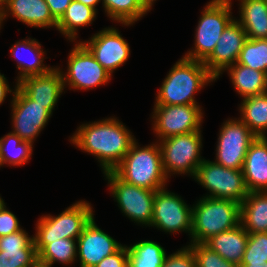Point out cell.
Segmentation results:
<instances>
[{"instance_id": "6da1fadb", "label": "cell", "mask_w": 267, "mask_h": 267, "mask_svg": "<svg viewBox=\"0 0 267 267\" xmlns=\"http://www.w3.org/2000/svg\"><path fill=\"white\" fill-rule=\"evenodd\" d=\"M133 136L122 122L110 117L80 125L70 141L96 156L104 173L112 171L122 161L136 141Z\"/></svg>"}, {"instance_id": "7a4b0ae2", "label": "cell", "mask_w": 267, "mask_h": 267, "mask_svg": "<svg viewBox=\"0 0 267 267\" xmlns=\"http://www.w3.org/2000/svg\"><path fill=\"white\" fill-rule=\"evenodd\" d=\"M216 78L201 61L182 57L162 82L156 105L198 104L194 94Z\"/></svg>"}, {"instance_id": "3957f363", "label": "cell", "mask_w": 267, "mask_h": 267, "mask_svg": "<svg viewBox=\"0 0 267 267\" xmlns=\"http://www.w3.org/2000/svg\"><path fill=\"white\" fill-rule=\"evenodd\" d=\"M156 143L139 147L135 141L112 171L124 182L137 187L154 191L165 188L168 178L162 167L160 146Z\"/></svg>"}, {"instance_id": "277c9868", "label": "cell", "mask_w": 267, "mask_h": 267, "mask_svg": "<svg viewBox=\"0 0 267 267\" xmlns=\"http://www.w3.org/2000/svg\"><path fill=\"white\" fill-rule=\"evenodd\" d=\"M241 204L228 199L202 197L192 206L191 243H205L212 236L240 224Z\"/></svg>"}, {"instance_id": "5b68a950", "label": "cell", "mask_w": 267, "mask_h": 267, "mask_svg": "<svg viewBox=\"0 0 267 267\" xmlns=\"http://www.w3.org/2000/svg\"><path fill=\"white\" fill-rule=\"evenodd\" d=\"M93 216L90 203L82 200L72 204L58 216L42 215L37 221L36 234L33 236L37 254L57 239H77Z\"/></svg>"}, {"instance_id": "8992f818", "label": "cell", "mask_w": 267, "mask_h": 267, "mask_svg": "<svg viewBox=\"0 0 267 267\" xmlns=\"http://www.w3.org/2000/svg\"><path fill=\"white\" fill-rule=\"evenodd\" d=\"M231 0H212L201 12L195 33V47L185 58L204 62L213 52L222 32L234 20Z\"/></svg>"}, {"instance_id": "52a82bcc", "label": "cell", "mask_w": 267, "mask_h": 267, "mask_svg": "<svg viewBox=\"0 0 267 267\" xmlns=\"http://www.w3.org/2000/svg\"><path fill=\"white\" fill-rule=\"evenodd\" d=\"M201 131L174 135L160 140L162 167L167 178L170 174L195 176L197 168L204 160L200 156L202 148Z\"/></svg>"}, {"instance_id": "ba28073f", "label": "cell", "mask_w": 267, "mask_h": 267, "mask_svg": "<svg viewBox=\"0 0 267 267\" xmlns=\"http://www.w3.org/2000/svg\"><path fill=\"white\" fill-rule=\"evenodd\" d=\"M194 179L209 190L210 194L206 197L228 199L241 204L249 193L242 169L226 168L214 161L204 159Z\"/></svg>"}, {"instance_id": "9c48e42d", "label": "cell", "mask_w": 267, "mask_h": 267, "mask_svg": "<svg viewBox=\"0 0 267 267\" xmlns=\"http://www.w3.org/2000/svg\"><path fill=\"white\" fill-rule=\"evenodd\" d=\"M104 176L122 213L137 224L150 227L156 191L126 183L113 171L104 172Z\"/></svg>"}, {"instance_id": "30bf717a", "label": "cell", "mask_w": 267, "mask_h": 267, "mask_svg": "<svg viewBox=\"0 0 267 267\" xmlns=\"http://www.w3.org/2000/svg\"><path fill=\"white\" fill-rule=\"evenodd\" d=\"M153 132L159 141L165 138L201 131L203 112L198 104L154 105Z\"/></svg>"}, {"instance_id": "8fae6325", "label": "cell", "mask_w": 267, "mask_h": 267, "mask_svg": "<svg viewBox=\"0 0 267 267\" xmlns=\"http://www.w3.org/2000/svg\"><path fill=\"white\" fill-rule=\"evenodd\" d=\"M67 72L62 73L63 86L68 84L70 90H88L104 85L111 79V74L101 66L90 51L79 41L68 55ZM67 83V84H66Z\"/></svg>"}, {"instance_id": "7c38bea8", "label": "cell", "mask_w": 267, "mask_h": 267, "mask_svg": "<svg viewBox=\"0 0 267 267\" xmlns=\"http://www.w3.org/2000/svg\"><path fill=\"white\" fill-rule=\"evenodd\" d=\"M256 137L240 118L226 120L219 132L214 162L226 168L242 169L247 150Z\"/></svg>"}, {"instance_id": "4fadbf2b", "label": "cell", "mask_w": 267, "mask_h": 267, "mask_svg": "<svg viewBox=\"0 0 267 267\" xmlns=\"http://www.w3.org/2000/svg\"><path fill=\"white\" fill-rule=\"evenodd\" d=\"M150 226L164 232L192 231V207L182 198L165 188L157 190L153 206V218Z\"/></svg>"}, {"instance_id": "5bb4252c", "label": "cell", "mask_w": 267, "mask_h": 267, "mask_svg": "<svg viewBox=\"0 0 267 267\" xmlns=\"http://www.w3.org/2000/svg\"><path fill=\"white\" fill-rule=\"evenodd\" d=\"M11 104L13 124L11 132L22 140L34 143L52 114L46 109V105H39L31 100L18 87V83H16Z\"/></svg>"}, {"instance_id": "9a60e30c", "label": "cell", "mask_w": 267, "mask_h": 267, "mask_svg": "<svg viewBox=\"0 0 267 267\" xmlns=\"http://www.w3.org/2000/svg\"><path fill=\"white\" fill-rule=\"evenodd\" d=\"M109 74L122 66L129 58L130 47L118 29L105 28L92 35L88 41H80Z\"/></svg>"}, {"instance_id": "2e32d148", "label": "cell", "mask_w": 267, "mask_h": 267, "mask_svg": "<svg viewBox=\"0 0 267 267\" xmlns=\"http://www.w3.org/2000/svg\"><path fill=\"white\" fill-rule=\"evenodd\" d=\"M242 25L234 20L222 32L212 54L203 62L208 71L217 79L224 70L237 62L247 40Z\"/></svg>"}, {"instance_id": "e0dca14e", "label": "cell", "mask_w": 267, "mask_h": 267, "mask_svg": "<svg viewBox=\"0 0 267 267\" xmlns=\"http://www.w3.org/2000/svg\"><path fill=\"white\" fill-rule=\"evenodd\" d=\"M94 216L77 238V256L80 267H95L103 258L115 253L122 245L101 230Z\"/></svg>"}, {"instance_id": "ac0fdd59", "label": "cell", "mask_w": 267, "mask_h": 267, "mask_svg": "<svg viewBox=\"0 0 267 267\" xmlns=\"http://www.w3.org/2000/svg\"><path fill=\"white\" fill-rule=\"evenodd\" d=\"M18 87L37 104L46 105L52 114L64 90L61 69L54 67L48 73L24 77Z\"/></svg>"}, {"instance_id": "d6986e66", "label": "cell", "mask_w": 267, "mask_h": 267, "mask_svg": "<svg viewBox=\"0 0 267 267\" xmlns=\"http://www.w3.org/2000/svg\"><path fill=\"white\" fill-rule=\"evenodd\" d=\"M37 258L34 239L24 229L0 237V267H29Z\"/></svg>"}, {"instance_id": "ffe728a7", "label": "cell", "mask_w": 267, "mask_h": 267, "mask_svg": "<svg viewBox=\"0 0 267 267\" xmlns=\"http://www.w3.org/2000/svg\"><path fill=\"white\" fill-rule=\"evenodd\" d=\"M8 14L34 28L57 27V21L45 0H8L6 7L0 12V28Z\"/></svg>"}, {"instance_id": "44dd1931", "label": "cell", "mask_w": 267, "mask_h": 267, "mask_svg": "<svg viewBox=\"0 0 267 267\" xmlns=\"http://www.w3.org/2000/svg\"><path fill=\"white\" fill-rule=\"evenodd\" d=\"M242 171L249 192L267 191V137H256L250 144Z\"/></svg>"}, {"instance_id": "7402d4cb", "label": "cell", "mask_w": 267, "mask_h": 267, "mask_svg": "<svg viewBox=\"0 0 267 267\" xmlns=\"http://www.w3.org/2000/svg\"><path fill=\"white\" fill-rule=\"evenodd\" d=\"M248 241V232L240 223L236 227L212 236L204 244L223 259L240 265Z\"/></svg>"}, {"instance_id": "603a6c76", "label": "cell", "mask_w": 267, "mask_h": 267, "mask_svg": "<svg viewBox=\"0 0 267 267\" xmlns=\"http://www.w3.org/2000/svg\"><path fill=\"white\" fill-rule=\"evenodd\" d=\"M24 51H29L28 54H31L32 56L30 60L25 61L24 57L22 58L21 53ZM10 52L17 61V69L20 70L17 77V83L24 77L42 75L48 73L53 68L44 65L43 60L44 54L46 53L43 52L41 44L36 39L27 38L22 41H17L12 45Z\"/></svg>"}, {"instance_id": "cb8c5ba5", "label": "cell", "mask_w": 267, "mask_h": 267, "mask_svg": "<svg viewBox=\"0 0 267 267\" xmlns=\"http://www.w3.org/2000/svg\"><path fill=\"white\" fill-rule=\"evenodd\" d=\"M240 223L248 233H267V191L247 194L241 203Z\"/></svg>"}, {"instance_id": "d4e9b609", "label": "cell", "mask_w": 267, "mask_h": 267, "mask_svg": "<svg viewBox=\"0 0 267 267\" xmlns=\"http://www.w3.org/2000/svg\"><path fill=\"white\" fill-rule=\"evenodd\" d=\"M237 20L250 39H267V1L240 0Z\"/></svg>"}, {"instance_id": "484cf974", "label": "cell", "mask_w": 267, "mask_h": 267, "mask_svg": "<svg viewBox=\"0 0 267 267\" xmlns=\"http://www.w3.org/2000/svg\"><path fill=\"white\" fill-rule=\"evenodd\" d=\"M226 70H228L235 90L243 98L267 93V83L264 72L251 69L250 67L238 63L229 66Z\"/></svg>"}, {"instance_id": "4316f807", "label": "cell", "mask_w": 267, "mask_h": 267, "mask_svg": "<svg viewBox=\"0 0 267 267\" xmlns=\"http://www.w3.org/2000/svg\"><path fill=\"white\" fill-rule=\"evenodd\" d=\"M240 119L257 137H266L267 93L243 98L240 105Z\"/></svg>"}, {"instance_id": "83f0119b", "label": "cell", "mask_w": 267, "mask_h": 267, "mask_svg": "<svg viewBox=\"0 0 267 267\" xmlns=\"http://www.w3.org/2000/svg\"><path fill=\"white\" fill-rule=\"evenodd\" d=\"M96 10L81 2L73 0L67 7L64 15L57 22L56 29L72 42L76 40L78 27L92 24L96 18Z\"/></svg>"}, {"instance_id": "f1b7e54d", "label": "cell", "mask_w": 267, "mask_h": 267, "mask_svg": "<svg viewBox=\"0 0 267 267\" xmlns=\"http://www.w3.org/2000/svg\"><path fill=\"white\" fill-rule=\"evenodd\" d=\"M127 252V267H162L167 255L160 244L150 240L127 247Z\"/></svg>"}, {"instance_id": "f546056e", "label": "cell", "mask_w": 267, "mask_h": 267, "mask_svg": "<svg viewBox=\"0 0 267 267\" xmlns=\"http://www.w3.org/2000/svg\"><path fill=\"white\" fill-rule=\"evenodd\" d=\"M32 146L33 143L22 140L18 135L12 132L8 133L3 138H0V155L2 164L4 165L8 163L10 166H23V164L27 163L32 156Z\"/></svg>"}, {"instance_id": "4dcf8cb0", "label": "cell", "mask_w": 267, "mask_h": 267, "mask_svg": "<svg viewBox=\"0 0 267 267\" xmlns=\"http://www.w3.org/2000/svg\"><path fill=\"white\" fill-rule=\"evenodd\" d=\"M102 5L109 18L126 26L147 14L139 0H102Z\"/></svg>"}, {"instance_id": "1f68e13d", "label": "cell", "mask_w": 267, "mask_h": 267, "mask_svg": "<svg viewBox=\"0 0 267 267\" xmlns=\"http://www.w3.org/2000/svg\"><path fill=\"white\" fill-rule=\"evenodd\" d=\"M77 239L61 238L47 244L39 253L38 258L53 265L55 262L71 264L77 258Z\"/></svg>"}, {"instance_id": "d6a6232c", "label": "cell", "mask_w": 267, "mask_h": 267, "mask_svg": "<svg viewBox=\"0 0 267 267\" xmlns=\"http://www.w3.org/2000/svg\"><path fill=\"white\" fill-rule=\"evenodd\" d=\"M236 63L265 73L267 70V39L248 38Z\"/></svg>"}, {"instance_id": "836d02e7", "label": "cell", "mask_w": 267, "mask_h": 267, "mask_svg": "<svg viewBox=\"0 0 267 267\" xmlns=\"http://www.w3.org/2000/svg\"><path fill=\"white\" fill-rule=\"evenodd\" d=\"M267 262V233H248L241 263Z\"/></svg>"}, {"instance_id": "e575fe53", "label": "cell", "mask_w": 267, "mask_h": 267, "mask_svg": "<svg viewBox=\"0 0 267 267\" xmlns=\"http://www.w3.org/2000/svg\"><path fill=\"white\" fill-rule=\"evenodd\" d=\"M189 247L194 253L196 267H238V265L223 259L204 243H190Z\"/></svg>"}, {"instance_id": "d590c367", "label": "cell", "mask_w": 267, "mask_h": 267, "mask_svg": "<svg viewBox=\"0 0 267 267\" xmlns=\"http://www.w3.org/2000/svg\"><path fill=\"white\" fill-rule=\"evenodd\" d=\"M162 267H196L193 251L185 246L175 253L165 257Z\"/></svg>"}, {"instance_id": "8d00e7d4", "label": "cell", "mask_w": 267, "mask_h": 267, "mask_svg": "<svg viewBox=\"0 0 267 267\" xmlns=\"http://www.w3.org/2000/svg\"><path fill=\"white\" fill-rule=\"evenodd\" d=\"M18 218L6 209L4 201L0 204V237L20 231Z\"/></svg>"}, {"instance_id": "74e56055", "label": "cell", "mask_w": 267, "mask_h": 267, "mask_svg": "<svg viewBox=\"0 0 267 267\" xmlns=\"http://www.w3.org/2000/svg\"><path fill=\"white\" fill-rule=\"evenodd\" d=\"M127 246H121L115 253L103 258L95 267H127Z\"/></svg>"}, {"instance_id": "f35d334b", "label": "cell", "mask_w": 267, "mask_h": 267, "mask_svg": "<svg viewBox=\"0 0 267 267\" xmlns=\"http://www.w3.org/2000/svg\"><path fill=\"white\" fill-rule=\"evenodd\" d=\"M72 1L73 0H45L49 6L50 13L57 22L64 15L67 7Z\"/></svg>"}, {"instance_id": "ab89813d", "label": "cell", "mask_w": 267, "mask_h": 267, "mask_svg": "<svg viewBox=\"0 0 267 267\" xmlns=\"http://www.w3.org/2000/svg\"><path fill=\"white\" fill-rule=\"evenodd\" d=\"M11 92L13 95L15 93V89L13 92V90L9 88L6 77H4V74L0 73V105L4 102L7 94Z\"/></svg>"}, {"instance_id": "60d3db41", "label": "cell", "mask_w": 267, "mask_h": 267, "mask_svg": "<svg viewBox=\"0 0 267 267\" xmlns=\"http://www.w3.org/2000/svg\"><path fill=\"white\" fill-rule=\"evenodd\" d=\"M238 267H267V262H258V263H240Z\"/></svg>"}, {"instance_id": "b9f144b4", "label": "cell", "mask_w": 267, "mask_h": 267, "mask_svg": "<svg viewBox=\"0 0 267 267\" xmlns=\"http://www.w3.org/2000/svg\"><path fill=\"white\" fill-rule=\"evenodd\" d=\"M52 265L48 262L42 261L37 258L29 267H51Z\"/></svg>"}, {"instance_id": "7bdbcfd3", "label": "cell", "mask_w": 267, "mask_h": 267, "mask_svg": "<svg viewBox=\"0 0 267 267\" xmlns=\"http://www.w3.org/2000/svg\"><path fill=\"white\" fill-rule=\"evenodd\" d=\"M78 2L83 3L84 5L90 6L92 8L96 9V5L101 1V0H76Z\"/></svg>"}, {"instance_id": "ee69618b", "label": "cell", "mask_w": 267, "mask_h": 267, "mask_svg": "<svg viewBox=\"0 0 267 267\" xmlns=\"http://www.w3.org/2000/svg\"><path fill=\"white\" fill-rule=\"evenodd\" d=\"M143 8L149 12L151 10V7L156 0H139Z\"/></svg>"}, {"instance_id": "f6af8a7d", "label": "cell", "mask_w": 267, "mask_h": 267, "mask_svg": "<svg viewBox=\"0 0 267 267\" xmlns=\"http://www.w3.org/2000/svg\"><path fill=\"white\" fill-rule=\"evenodd\" d=\"M8 0H0V12L6 7Z\"/></svg>"}, {"instance_id": "bcb514c9", "label": "cell", "mask_w": 267, "mask_h": 267, "mask_svg": "<svg viewBox=\"0 0 267 267\" xmlns=\"http://www.w3.org/2000/svg\"><path fill=\"white\" fill-rule=\"evenodd\" d=\"M3 164H2V159H1V155H0V167H2Z\"/></svg>"}, {"instance_id": "7dc6e473", "label": "cell", "mask_w": 267, "mask_h": 267, "mask_svg": "<svg viewBox=\"0 0 267 267\" xmlns=\"http://www.w3.org/2000/svg\"><path fill=\"white\" fill-rule=\"evenodd\" d=\"M265 76H266V83H267V70H266V72H265Z\"/></svg>"}, {"instance_id": "c3c4849f", "label": "cell", "mask_w": 267, "mask_h": 267, "mask_svg": "<svg viewBox=\"0 0 267 267\" xmlns=\"http://www.w3.org/2000/svg\"><path fill=\"white\" fill-rule=\"evenodd\" d=\"M4 200L1 198V196H0V204L3 202Z\"/></svg>"}]
</instances>
